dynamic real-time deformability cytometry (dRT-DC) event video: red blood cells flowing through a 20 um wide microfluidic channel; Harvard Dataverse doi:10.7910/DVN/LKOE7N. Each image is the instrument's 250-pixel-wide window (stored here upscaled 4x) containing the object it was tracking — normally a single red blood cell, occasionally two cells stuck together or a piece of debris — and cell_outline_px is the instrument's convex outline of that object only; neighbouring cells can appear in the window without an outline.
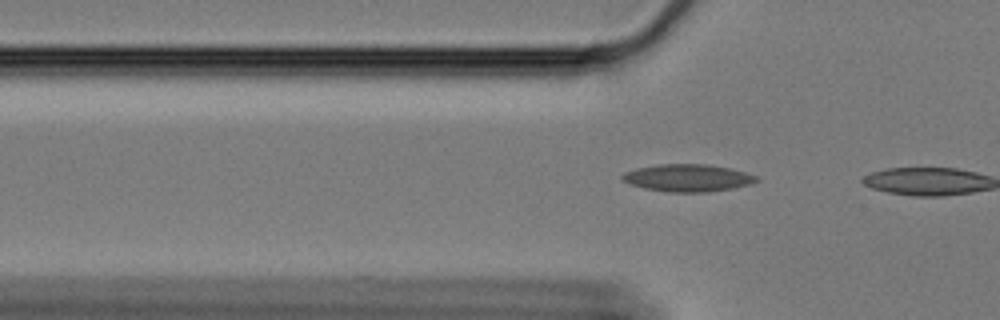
{"species": "Egyptian fruit bat (a non-hibernating species)", "species_latin": "Rousettus aegyptiacus", "temperature_condition": "cold", "stored_images_in_passage": 5, "camera_frame_rate_fps": 3000, "um_per_image_px": 0.085, "animal": {"sex": "female"}, "frame": {"image": 1, "passage_image": 4, "time_ms": 1.0, "image_size_px": [1000, 320], "cell_outline_px": [[760, 180], [752, 184], [732, 188], [708, 192], [668, 192], [644, 188], [628, 184], [620, 180], [620, 176], [624, 172], [636, 168], [660, 164], [708, 164], [732, 168], [756, 176]], "centroid_in_image_um": [58.43, 15.12], "position_along_channel_um": 67.4, "area_um2": 21.62}}